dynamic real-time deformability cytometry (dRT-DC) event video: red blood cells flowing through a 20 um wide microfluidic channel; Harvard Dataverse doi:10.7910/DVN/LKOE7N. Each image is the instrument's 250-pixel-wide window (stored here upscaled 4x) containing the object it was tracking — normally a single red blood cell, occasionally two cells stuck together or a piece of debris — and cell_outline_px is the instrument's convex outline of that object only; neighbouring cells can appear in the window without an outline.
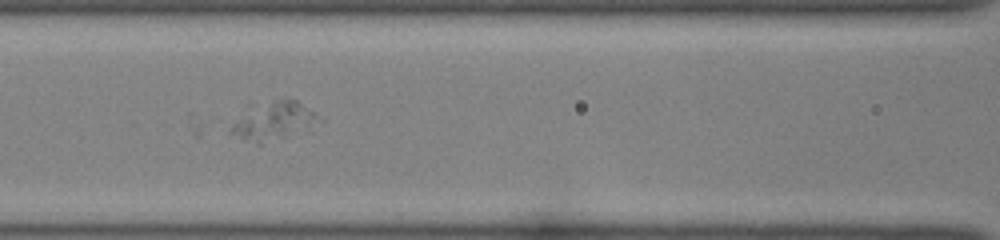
{"species": "common noctule bat (a hibernating species)", "species_latin": "Nyctalus noctula", "temperature_condition": "room temperature", "stored_images_in_passage": 39, "camera_frame_rate_fps": 3000, "um_per_image_px": 0.085, "animal": {"sex": "female", "body_mass_g": 22.0, "forearm_length_mm": 56.7}, "frame": {"image": 1, "passage_image": 11, "time_ms": 3.333, "image_size_px": [1000, 240], "cell_outline_px": [[324, 120], [284, 136], [260, 144], [256, 144], [232, 132], [232, 124], [276, 100], [296, 100]], "centroid_in_image_um": [23.38, 10.32], "position_along_channel_um": 143.2, "area_um2": 17.05}}
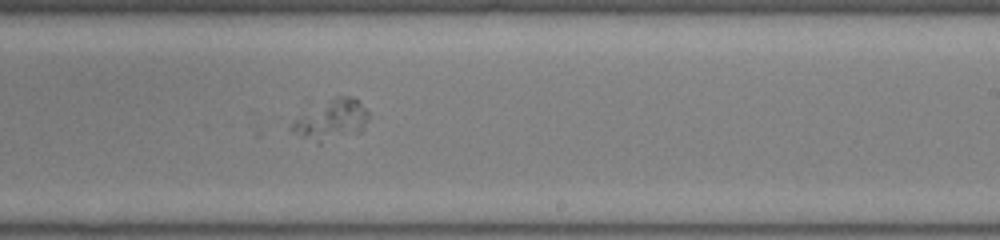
{"frame": {"image": 2, "passage_image": 20, "time_ms": 6.333, "image_size_px": [1000, 240], "cell_outline_px": [[368, 116], [364, 128], [360, 132], [320, 144], [316, 144], [300, 136], [292, 128], [292, 124], [296, 120], [336, 96], [352, 96], [368, 112]], "centroid_in_image_um": [28.24, 10.25], "position_along_channel_um": 260.8, "area_um2": 17.28}}
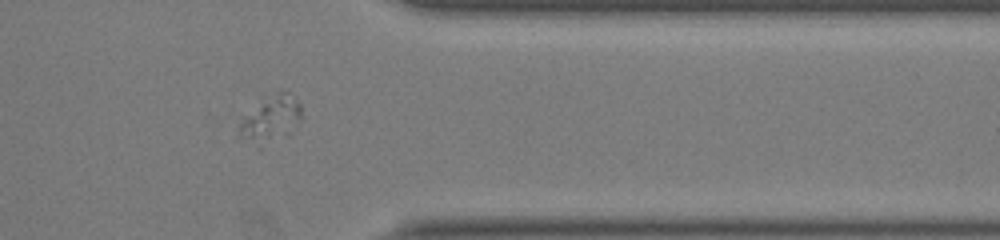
{"frame": {"image": 3, "passage_image": 30, "time_ms": 9.667, "image_size_px": [1000, 240], "cell_outline_px": [[304, 116], [300, 120], [252, 140], [236, 140], [240, 124], [244, 116], [280, 92], [288, 92], [300, 104]], "centroid_in_image_um": [22.98, 9.94], "position_along_channel_um": 388.4, "area_um2": 13.35}}